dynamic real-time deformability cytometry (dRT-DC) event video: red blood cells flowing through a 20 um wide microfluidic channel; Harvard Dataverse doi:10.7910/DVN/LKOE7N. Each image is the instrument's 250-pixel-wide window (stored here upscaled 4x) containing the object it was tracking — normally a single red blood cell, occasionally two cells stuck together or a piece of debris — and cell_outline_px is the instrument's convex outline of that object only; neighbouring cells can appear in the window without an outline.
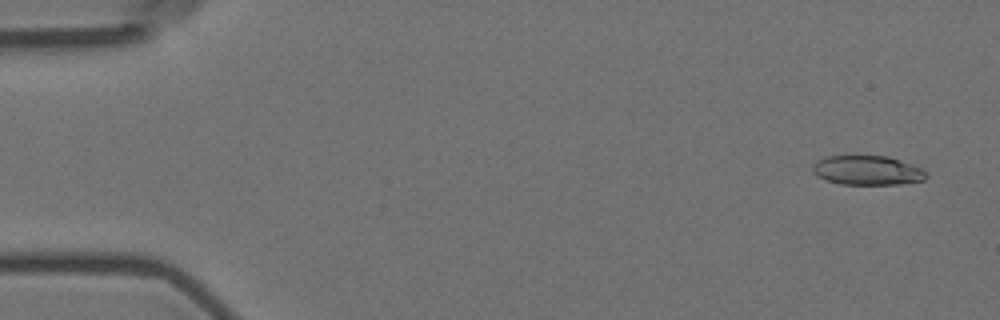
{"species": "Egyptian fruit bat (a non-hibernating species)", "species_latin": "Rousettus aegyptiacus", "temperature_condition": "room temperature", "stored_images_in_passage": 5, "camera_frame_rate_fps": 3000, "um_per_image_px": 0.085, "animal": {"sex": "female"}, "frame": {"image": 1, "passage_image": 1, "time_ms": 0.0, "image_size_px": [1000, 320], "cell_outline_px": [[928, 176], [924, 180], [900, 184], [840, 184], [816, 176], [812, 172], [812, 164], [816, 160], [824, 156], [888, 156], [912, 164], [920, 168]], "centroid_in_image_um": [73.68, 14.47], "position_along_channel_um": 11.3, "area_um2": 19.48}}
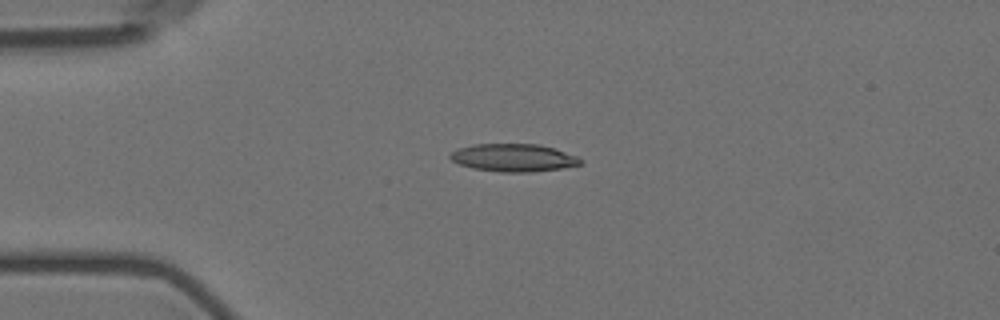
{"frame": {"image": 2, "passage_image": 4, "time_ms": 3.667, "image_size_px": [1000, 320], "cell_outline_px": [[584, 160], [580, 164], [560, 168], [532, 172], [500, 172], [472, 168], [460, 164], [452, 160], [448, 156], [456, 148], [472, 144], [540, 144], [576, 156]], "centroid_in_image_um": [43.6, 13.4], "position_along_channel_um": 41.4, "area_um2": 20.98}}